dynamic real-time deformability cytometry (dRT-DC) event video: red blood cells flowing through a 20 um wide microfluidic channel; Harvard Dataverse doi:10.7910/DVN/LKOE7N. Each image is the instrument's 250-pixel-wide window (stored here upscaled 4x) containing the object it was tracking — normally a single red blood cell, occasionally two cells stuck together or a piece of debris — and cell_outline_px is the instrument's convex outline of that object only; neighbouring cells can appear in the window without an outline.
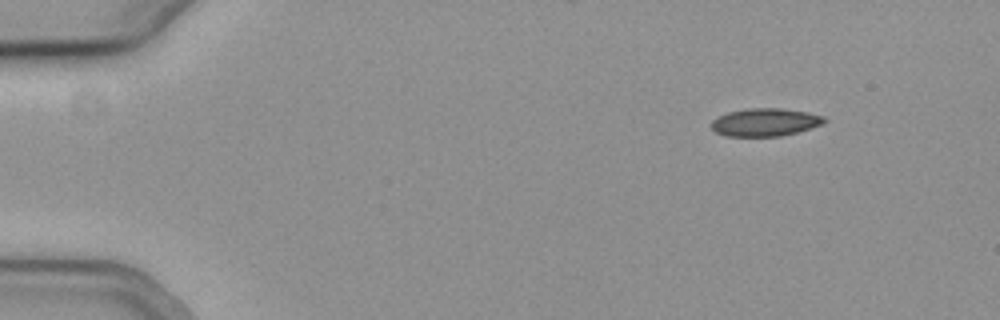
{"species": "common noctule bat (a hibernating species)", "species_latin": "Nyctalus noctula", "temperature_condition": "cold", "stored_images_in_passage": 50, "camera_frame_rate_fps": 3000, "um_per_image_px": 0.085, "animal": {"sex": "female", "body_mass_g": 19.3, "forearm_length_mm": 54.1}, "frame": {"image": 1, "passage_image": 1, "time_ms": 0.0, "image_size_px": [1000, 320], "cell_outline_px": [[828, 120], [820, 124], [796, 132], [780, 136], [728, 136], [716, 132], [712, 128], [712, 120], [728, 112], [748, 108], [780, 108], [808, 112], [824, 116]], "centroid_in_image_um": [65.03, 10.38], "position_along_channel_um": 20.0, "area_um2": 18.09}}
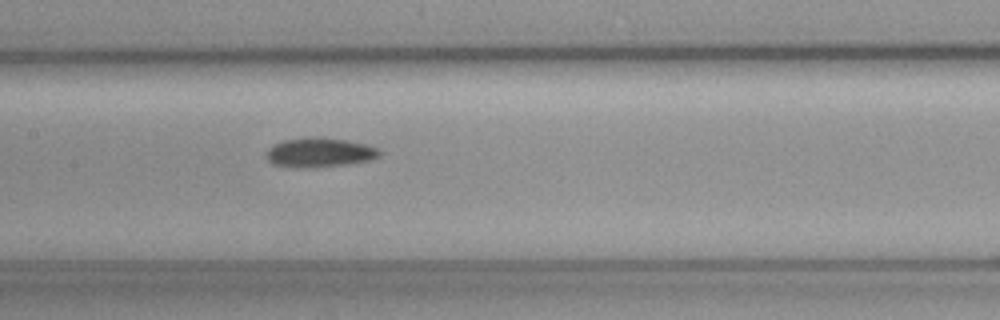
{"frame": {"image": 2, "passage_image": 22, "time_ms": 7.0, "image_size_px": [1000, 320], "cell_outline_px": [[380, 156], [368, 160], [348, 164], [312, 168], [300, 168], [272, 164], [268, 160], [268, 148], [272, 144], [284, 140], [308, 136], [348, 140], [380, 148]], "centroid_in_image_um": [27.16, 12.96], "position_along_channel_um": 180.2, "area_um2": 19.48}}
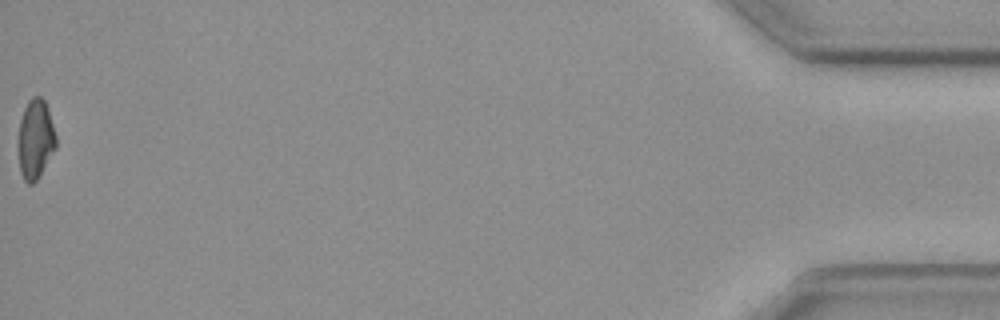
{"frame": {"image": 3, "passage_image": 50, "time_ms": 16.333, "image_size_px": [1000, 320], "cell_outline_px": [[56, 148], [36, 180], [32, 184], [28, 184], [24, 180], [20, 172], [16, 148], [16, 144], [20, 120], [24, 108], [28, 100], [32, 96], [40, 96], [44, 100], [48, 108], [56, 136]], "centroid_in_image_um": [2.97, 11.83], "position_along_channel_um": 432.2, "area_um2": 17.86}}